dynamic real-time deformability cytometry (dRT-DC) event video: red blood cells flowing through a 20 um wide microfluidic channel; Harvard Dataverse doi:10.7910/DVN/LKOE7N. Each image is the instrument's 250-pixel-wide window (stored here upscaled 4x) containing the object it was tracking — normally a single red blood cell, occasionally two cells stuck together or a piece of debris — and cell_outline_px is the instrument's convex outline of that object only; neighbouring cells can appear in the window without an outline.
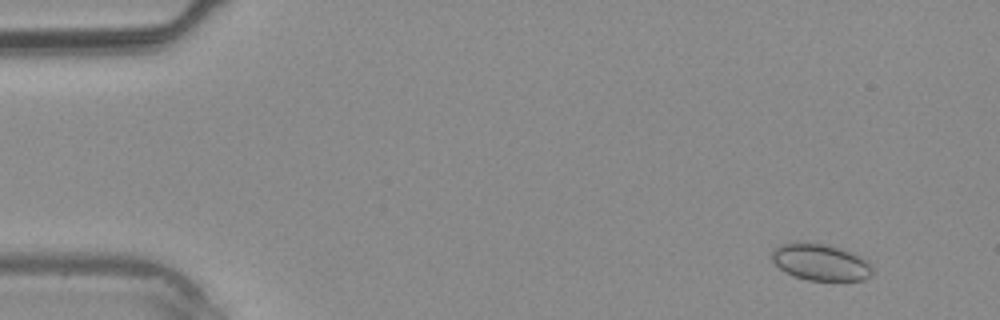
{"species": "common noctule bat (a hibernating species)", "species_latin": "Nyctalus noctula", "temperature_condition": "warm", "stored_images_in_passage": 12, "camera_frame_rate_fps": 3000, "um_per_image_px": 0.085, "animal": {"sex": "male", "body_mass_g": 20.4}, "frame": {"image": 1, "passage_image": 3, "time_ms": 0.667, "image_size_px": [1000, 320], "cell_outline_px": [[872, 272], [864, 280], [808, 280], [784, 272], [772, 260], [772, 248], [780, 244], [796, 240], [804, 240], [828, 244], [852, 252], [868, 260], [872, 268]], "centroid_in_image_um": [69.7, 22.23], "position_along_channel_um": 15.3, "area_um2": 21.91}}